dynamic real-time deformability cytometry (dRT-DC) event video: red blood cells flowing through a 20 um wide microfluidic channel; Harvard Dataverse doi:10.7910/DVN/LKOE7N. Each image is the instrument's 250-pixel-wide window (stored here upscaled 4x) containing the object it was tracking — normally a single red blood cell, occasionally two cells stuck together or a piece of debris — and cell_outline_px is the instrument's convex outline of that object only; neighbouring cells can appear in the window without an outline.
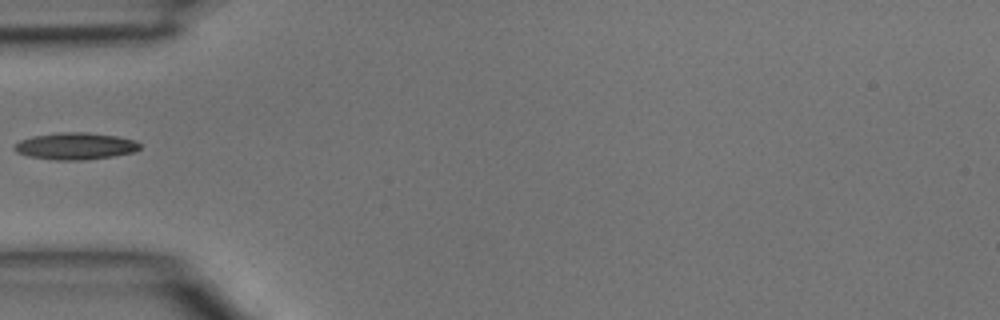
{"species": "common noctule bat (a hibernating species)", "species_latin": "Nyctalus noctula", "temperature_condition": "room temperature", "stored_images_in_passage": 1, "camera_frame_rate_fps": 3000, "um_per_image_px": 0.085, "animal": {"sex": "male", "body_mass_g": 15.6}, "frame": {"image": 1, "passage_image": 1, "time_ms": 0.0, "image_size_px": [1000, 320], "cell_outline_px": [[140, 148], [136, 152], [112, 156], [80, 160], [56, 160], [28, 156], [16, 152], [12, 148], [20, 140], [32, 136], [56, 132], [88, 132], [116, 136], [136, 140], [140, 144]], "centroid_in_image_um": [6.4, 12.41], "position_along_channel_um": 78.6, "area_um2": 19.77}}